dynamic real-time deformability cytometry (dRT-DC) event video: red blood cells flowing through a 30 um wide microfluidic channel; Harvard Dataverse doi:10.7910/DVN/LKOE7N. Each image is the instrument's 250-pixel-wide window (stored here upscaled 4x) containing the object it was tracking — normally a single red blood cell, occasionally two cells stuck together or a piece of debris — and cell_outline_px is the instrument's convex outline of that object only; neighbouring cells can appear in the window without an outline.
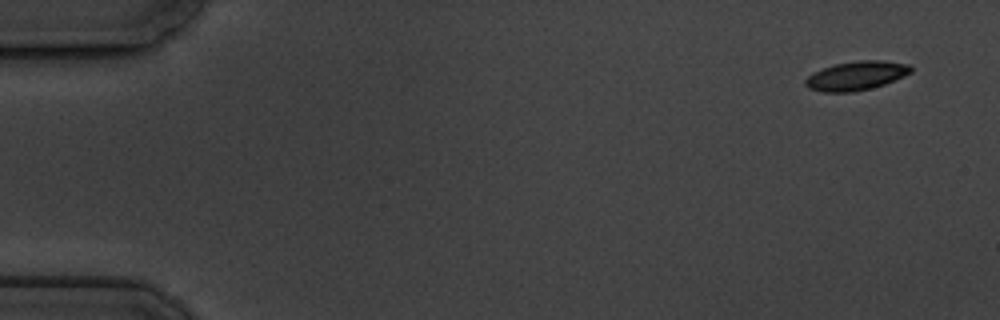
{"species": "common noctule bat (a hibernating species)", "species_latin": "Nyctalus noctula", "temperature_condition": "cold", "stored_images_in_passage": 5, "camera_frame_rate_fps": 3000, "um_per_image_px": 0.085, "animal": {"sex": "male", "body_mass_g": 19.5, "forearm_length_mm": 54.6}, "frame": {"image": 1, "passage_image": 1, "time_ms": 0.0, "image_size_px": [1000, 320], "cell_outline_px": [[912, 72], [904, 76], [884, 84], [852, 92], [824, 92], [808, 88], [804, 84], [804, 80], [812, 72], [836, 64], [860, 60], [880, 60], [908, 64], [912, 68]], "centroid_in_image_um": [72.76, 6.43], "position_along_channel_um": 12.2, "area_um2": 17.63}}
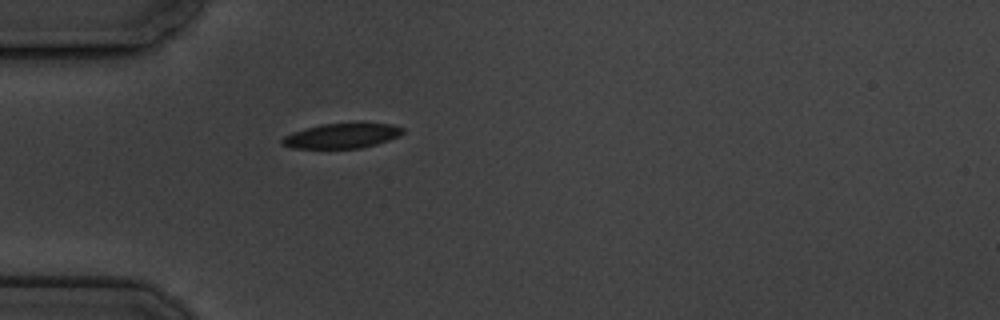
{"frame": {"image": 2, "passage_image": 5, "time_ms": 4.667, "image_size_px": [1000, 320], "cell_outline_px": [[404, 132], [400, 136], [376, 144], [360, 148], [292, 148], [280, 144], [280, 140], [284, 136], [292, 132], [304, 128], [320, 124], [364, 120], [392, 124], [404, 128]], "centroid_in_image_um": [29.1, 11.49], "position_along_channel_um": 55.9, "area_um2": 18.44}}